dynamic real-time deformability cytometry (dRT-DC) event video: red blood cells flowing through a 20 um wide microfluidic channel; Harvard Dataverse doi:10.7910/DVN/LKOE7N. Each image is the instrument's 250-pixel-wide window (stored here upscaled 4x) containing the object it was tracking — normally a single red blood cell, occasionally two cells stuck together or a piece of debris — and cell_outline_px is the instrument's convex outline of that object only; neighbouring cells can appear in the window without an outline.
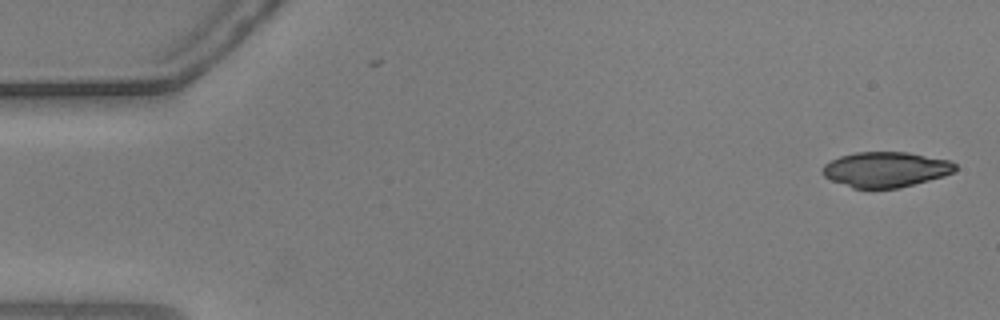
{"species": "common noctule bat (a hibernating species)", "species_latin": "Nyctalus noctula", "temperature_condition": "warm", "stored_images_in_passage": 54, "camera_frame_rate_fps": 3000, "um_per_image_px": 0.085, "animal": {"sex": "male", "body_mass_g": 20.5, "forearm_length_mm": 52.5}, "frame": {"image": 1, "passage_image": 1, "time_ms": 0.0, "image_size_px": [1000, 320], "cell_outline_px": [[956, 168], [952, 172], [944, 176], [896, 188], [852, 188], [832, 180], [824, 176], [824, 164], [840, 156], [856, 152], [908, 152], [952, 160], [956, 164]], "centroid_in_image_um": [75.31, 14.39], "position_along_channel_um": 9.7, "area_um2": 27.05}}
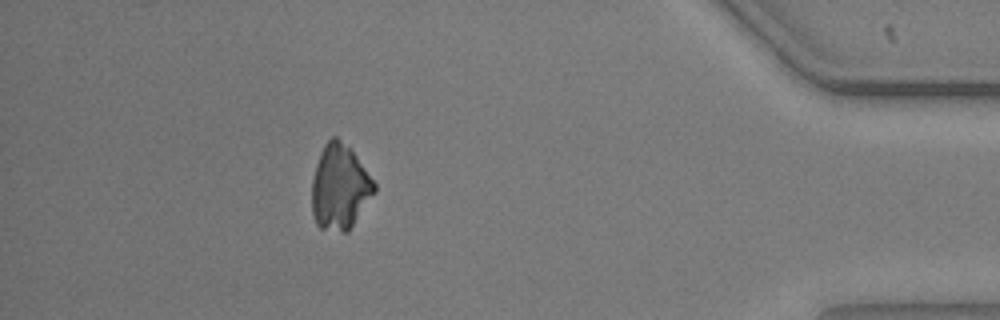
{"frame": {"image": 2, "passage_image": 48, "time_ms": 15.667, "image_size_px": [1000, 320], "cell_outline_px": [[376, 192], [348, 232], [344, 232], [320, 228], [316, 224], [312, 212], [312, 180], [316, 164], [320, 152], [324, 144], [332, 136], [336, 136], [356, 156], [376, 184]], "centroid_in_image_um": [28.88, 15.93], "position_along_channel_um": 406.3, "area_um2": 30.81}}